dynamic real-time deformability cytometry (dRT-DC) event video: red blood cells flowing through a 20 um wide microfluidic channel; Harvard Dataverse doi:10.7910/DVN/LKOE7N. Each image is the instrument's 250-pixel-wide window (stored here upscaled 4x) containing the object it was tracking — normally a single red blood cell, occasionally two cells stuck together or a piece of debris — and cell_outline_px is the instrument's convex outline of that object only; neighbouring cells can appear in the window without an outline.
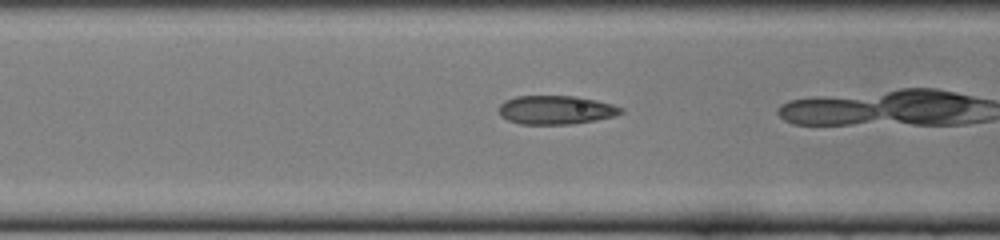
{"species": "common noctule bat (a hibernating species)", "species_latin": "Nyctalus noctula", "temperature_condition": "cold", "stored_images_in_passage": 7, "camera_frame_rate_fps": 3000, "um_per_image_px": 0.085, "animal": {"sex": "female", "body_mass_g": 22.0, "forearm_length_mm": 56.7}, "frame": {"image": 1, "passage_image": 5, "time_ms": 1.333, "image_size_px": [1000, 240], "cell_outline_px": [[624, 112], [612, 116], [596, 120], [568, 124], [520, 124], [508, 120], [500, 116], [500, 104], [504, 100], [516, 96], [576, 96], [596, 100], [612, 104], [624, 108]], "centroid_in_image_um": [47.24, 9.34], "position_along_channel_um": 119.4, "area_um2": 20.4}}